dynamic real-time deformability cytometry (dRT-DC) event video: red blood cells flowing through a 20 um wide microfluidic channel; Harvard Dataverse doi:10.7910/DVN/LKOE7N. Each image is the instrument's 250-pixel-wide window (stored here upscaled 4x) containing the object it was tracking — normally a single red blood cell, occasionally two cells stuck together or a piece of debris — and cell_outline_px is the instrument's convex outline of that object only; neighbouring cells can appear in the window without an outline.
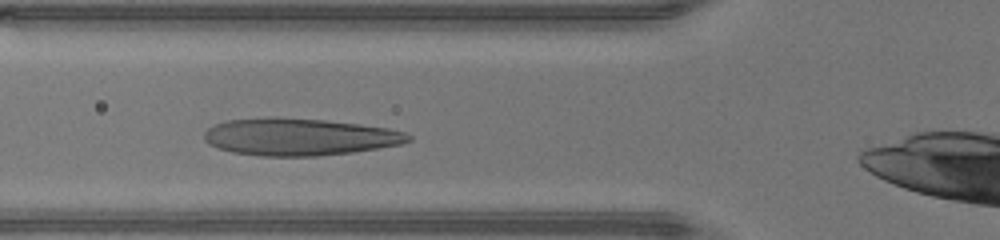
{"species": "human", "species_latin": "Homo sapiens", "temperature_condition": "warm", "stored_images_in_passage": 27, "camera_frame_rate_fps": 3000, "um_per_image_px": 0.085, "donor": {"sex": "male"}, "frame": {"image": 1, "passage_image": 6, "time_ms": 1.667, "image_size_px": [1000, 240], "cell_outline_px": [[412, 140], [400, 144], [380, 148], [352, 152], [316, 156], [260, 156], [232, 152], [208, 144], [204, 140], [204, 132], [208, 128], [216, 124], [228, 120], [276, 116], [324, 120], [360, 124], [388, 128], [404, 132], [412, 136]], "centroid_in_image_um": [25.44, 11.63], "position_along_channel_um": 100.4, "area_um2": 44.39}}
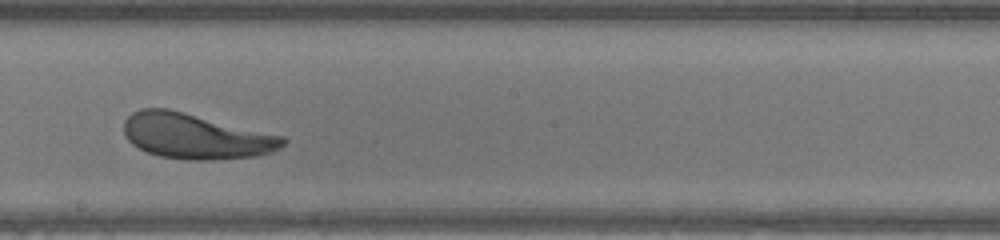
{"frame": {"image": 2, "passage_image": 15, "time_ms": 4.667, "image_size_px": [1000, 240], "cell_outline_px": [[288, 140], [280, 148], [272, 152], [256, 156], [212, 160], [188, 160], [160, 156], [148, 152], [132, 144], [128, 140], [124, 132], [124, 120], [132, 112], [140, 108], [168, 108], [284, 136]], "centroid_in_image_um": [16.64, 11.57], "position_along_channel_um": 231.6, "area_um2": 42.08}}
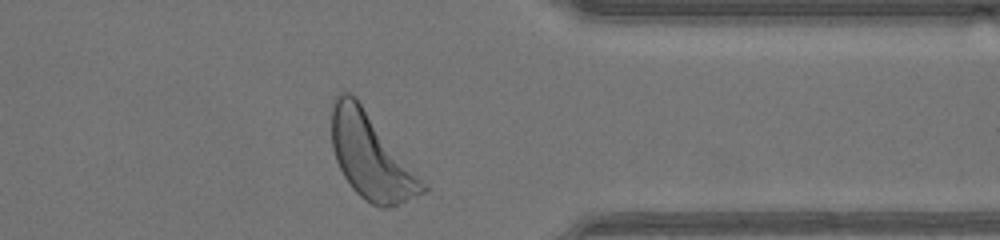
{"frame": {"image": 3, "passage_image": 26, "time_ms": 8.333, "image_size_px": [1000, 240], "cell_outline_px": [[428, 188], [424, 192], [416, 196], [388, 208], [380, 208], [364, 200], [352, 188], [344, 176], [336, 160], [332, 148], [332, 100], [336, 92], [348, 92], [356, 96], [428, 184]], "centroid_in_image_um": [31.54, 13.26], "position_along_channel_um": 379.9, "area_um2": 45.66}, "authors_computed_cell_mechanics": {"area_um2": 41.9628, "velocity_mm_per_s": 4.3727, "shape_relaxation_time_tau1_ms": 2.4154, "shape_relaxation_time_tau2_ms": 1.8252, "deformation_change_tau1": 0.1563, "deformation_change_tau2": 0.1263}}